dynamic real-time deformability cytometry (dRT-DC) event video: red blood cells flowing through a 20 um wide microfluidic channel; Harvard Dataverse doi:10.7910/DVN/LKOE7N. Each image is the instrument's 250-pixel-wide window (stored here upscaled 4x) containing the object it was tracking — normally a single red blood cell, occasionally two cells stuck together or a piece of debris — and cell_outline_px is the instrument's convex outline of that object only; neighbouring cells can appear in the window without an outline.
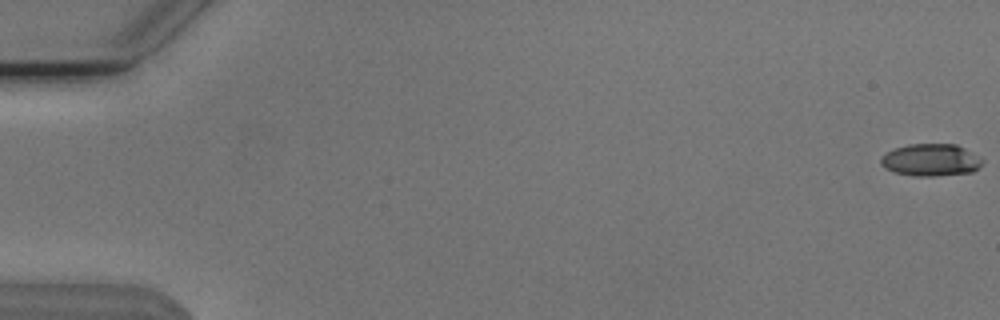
{"species": "Egyptian fruit bat (a non-hibernating species)", "species_latin": "Rousettus aegyptiacus", "temperature_condition": "cold", "stored_images_in_passage": 55, "camera_frame_rate_fps": 3000, "um_per_image_px": 0.085, "animal": {"sex": "male"}, "frame": {"image": 1, "passage_image": 1, "time_ms": 0.0, "image_size_px": [1000, 320], "cell_outline_px": [[980, 164], [972, 172], [936, 176], [912, 176], [896, 172], [884, 168], [880, 164], [880, 160], [888, 152], [896, 148], [908, 144], [956, 144], [964, 148], [980, 160]], "centroid_in_image_um": [79.06, 13.61], "position_along_channel_um": 5.9, "area_um2": 18.61}}
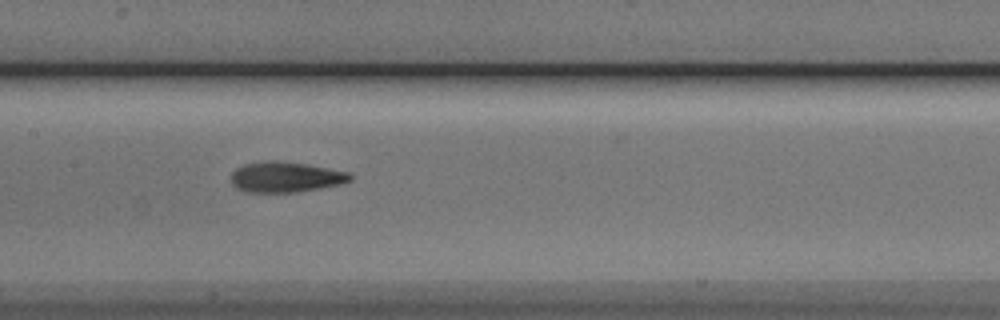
{"frame": {"image": 2, "passage_image": 28, "time_ms": 9.0, "image_size_px": [1000, 320], "cell_outline_px": [[352, 180], [340, 184], [320, 188], [296, 192], [244, 192], [236, 188], [232, 184], [232, 172], [236, 168], [244, 164], [264, 160], [276, 160], [308, 164], [348, 172], [352, 176]], "centroid_in_image_um": [24.25, 15.04], "position_along_channel_um": 183.1, "area_um2": 21.27}}
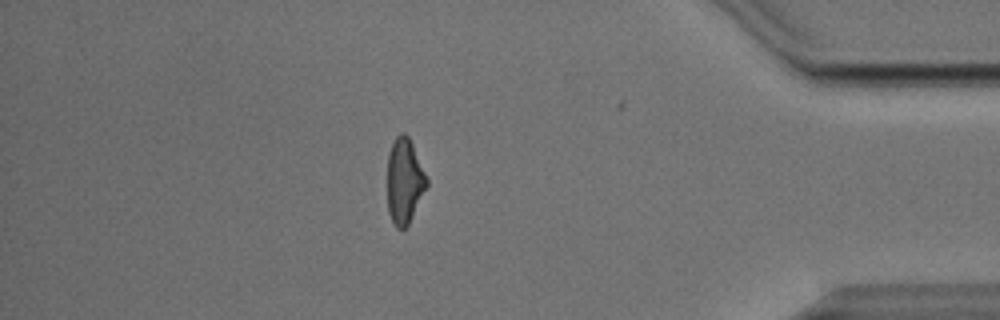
{"frame": {"image": 3, "passage_image": 48, "time_ms": 15.667, "image_size_px": [1000, 320], "cell_outline_px": [[428, 184], [408, 224], [404, 228], [396, 228], [388, 212], [388, 152], [396, 136], [400, 132], [404, 132], [408, 136], [412, 144], [428, 180]], "centroid_in_image_um": [34.36, 15.36], "position_along_channel_um": 400.8, "area_um2": 19.25}, "authors_computed_cell_mechanics": {"area_um2": 20.23, "velocity_mm_per_s": 3.818, "shape_relaxation_time_tau1_ms": 4.4465, "shape_relaxation_time_tau2_ms": 2.4054, "deformation_change_tau1": 0.1566, "deformation_change_tau2": 0.0998}}